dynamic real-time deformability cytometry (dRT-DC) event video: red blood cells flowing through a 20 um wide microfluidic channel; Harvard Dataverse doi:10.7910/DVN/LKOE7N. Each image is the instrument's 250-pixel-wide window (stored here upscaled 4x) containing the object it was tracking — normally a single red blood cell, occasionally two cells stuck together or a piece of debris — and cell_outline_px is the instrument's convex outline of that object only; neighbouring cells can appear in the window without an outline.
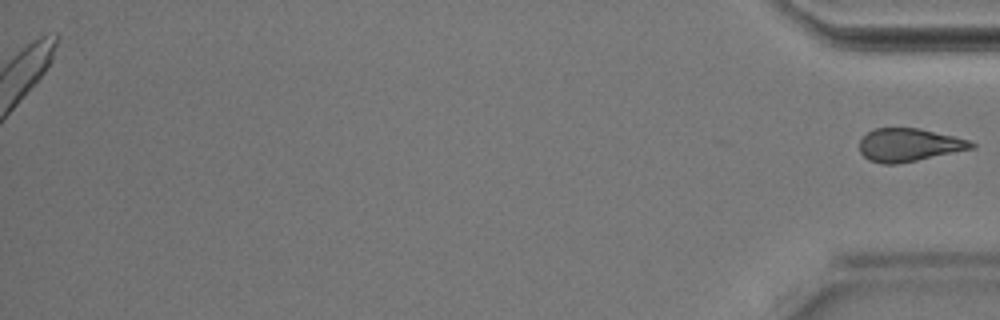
{"species": "Egyptian fruit bat (a non-hibernating species)", "species_latin": "Rousettus aegyptiacus", "temperature_condition": "room temperature", "stored_images_in_passage": 29, "segment_of_instrument_passage": [2, 2], "camera_frame_rate_fps": 3000, "um_per_image_px": 0.085, "animal": {"sex": "male"}, "frame": {"image": 1, "passage_image": 29, "time_ms": 9.333, "image_size_px": [1000, 320], "cell_outline_px": [[976, 148], [896, 164], [880, 164], [868, 160], [860, 152], [860, 140], [868, 132], [876, 128], [920, 128], [968, 140], [976, 144]], "centroid_in_image_um": [77.26, 12.32], "position_along_channel_um": 357.9, "area_um2": 21.44}}